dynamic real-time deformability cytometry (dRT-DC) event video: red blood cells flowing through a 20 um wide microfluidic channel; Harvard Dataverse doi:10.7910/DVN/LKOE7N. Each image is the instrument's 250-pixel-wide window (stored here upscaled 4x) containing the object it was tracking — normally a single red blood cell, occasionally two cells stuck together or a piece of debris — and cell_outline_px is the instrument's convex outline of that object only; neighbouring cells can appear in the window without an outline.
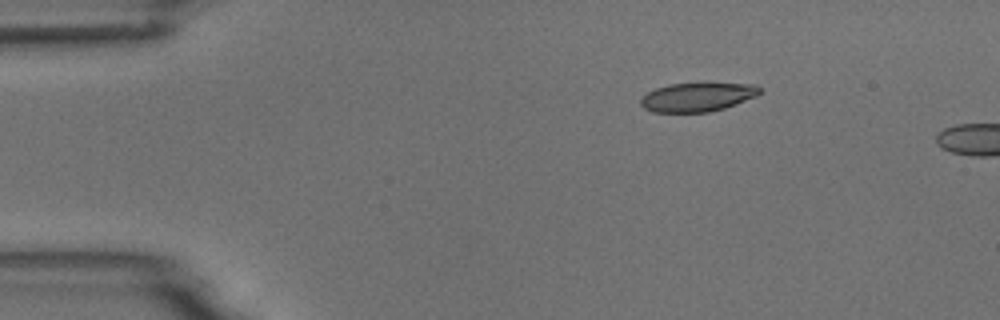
{"species": "common noctule bat (a hibernating species)", "species_latin": "Nyctalus noctula", "temperature_condition": "room temperature", "stored_images_in_passage": 5, "camera_frame_rate_fps": 3000, "um_per_image_px": 0.085, "animal": {"sex": "male", "body_mass_g": 18.8}, "frame": {"image": 1, "passage_image": 5, "time_ms": 4.667, "image_size_px": [1000, 320], "cell_outline_px": [[760, 92], [756, 96], [736, 104], [724, 108], [708, 112], [652, 112], [644, 108], [640, 104], [640, 100], [648, 92], [656, 88], [668, 84], [756, 84], [760, 88]], "centroid_in_image_um": [59.26, 8.26], "position_along_channel_um": 25.7, "area_um2": 19.71}}